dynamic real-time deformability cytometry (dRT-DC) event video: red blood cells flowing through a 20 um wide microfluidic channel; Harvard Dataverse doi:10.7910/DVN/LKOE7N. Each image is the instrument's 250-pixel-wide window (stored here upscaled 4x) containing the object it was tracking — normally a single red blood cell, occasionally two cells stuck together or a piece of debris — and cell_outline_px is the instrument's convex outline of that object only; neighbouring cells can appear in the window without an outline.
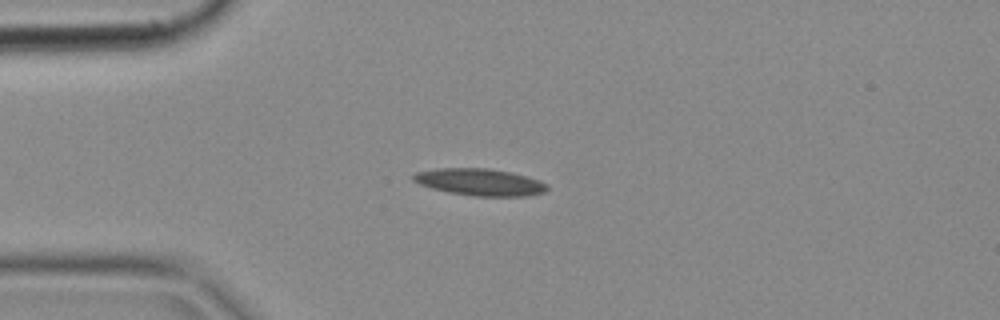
{"species": "common noctule bat (a hibernating species)", "species_latin": "Nyctalus noctula", "temperature_condition": "cold", "stored_images_in_passage": 6, "camera_frame_rate_fps": 3000, "um_per_image_px": 0.085, "animal": {"sex": "female", "body_mass_g": 18.4}, "frame": {"image": 1, "passage_image": 3, "time_ms": 0.667, "image_size_px": [1000, 320], "cell_outline_px": [[548, 188], [544, 192], [528, 196], [472, 196], [448, 192], [432, 188], [420, 184], [412, 180], [412, 176], [416, 172], [436, 168], [488, 168], [512, 172], [540, 180], [548, 184]], "centroid_in_image_um": [40.8, 15.47], "position_along_channel_um": 44.2, "area_um2": 21.15}}
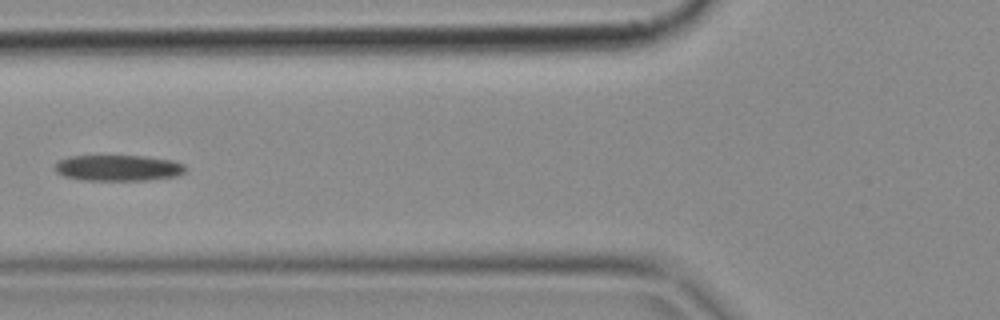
{"frame": {"image": 2, "passage_image": 5, "time_ms": 1.333, "image_size_px": [1000, 320], "cell_outline_px": [[188, 168], [184, 172], [176, 176], [148, 180], [84, 180], [64, 176], [56, 172], [56, 164], [60, 160], [68, 156], [144, 156], [172, 160], [184, 164]], "centroid_in_image_um": [10.08, 14.27], "position_along_channel_um": 115.7, "area_um2": 19.71}}
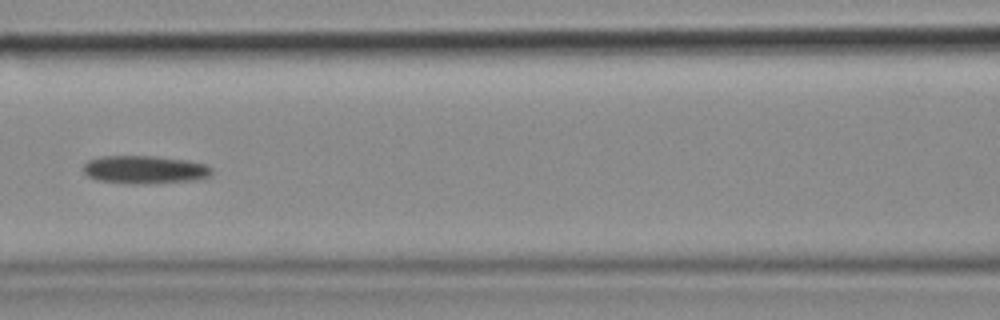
{"frame": {"image": 3, "passage_image": 6, "time_ms": 1.667, "image_size_px": [1000, 320], "cell_outline_px": [[212, 176], [196, 180], [144, 184], [132, 184], [96, 180], [88, 176], [84, 172], [84, 164], [88, 160], [104, 156], [156, 156], [184, 160], [204, 164], [212, 168]], "centroid_in_image_um": [12.31, 14.43], "position_along_channel_um": 154.3, "area_um2": 21.04}}